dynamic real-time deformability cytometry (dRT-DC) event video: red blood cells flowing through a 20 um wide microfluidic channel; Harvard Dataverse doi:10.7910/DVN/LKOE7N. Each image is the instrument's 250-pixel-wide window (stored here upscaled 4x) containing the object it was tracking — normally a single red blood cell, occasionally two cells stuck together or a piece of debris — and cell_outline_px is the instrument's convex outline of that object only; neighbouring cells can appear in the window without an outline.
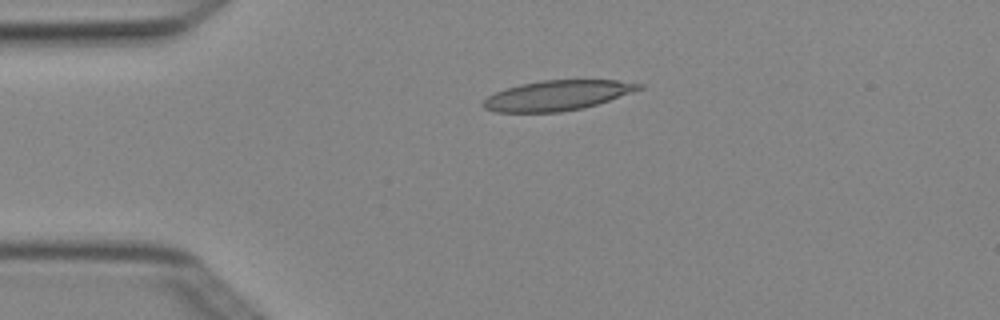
{"species": "Egyptian fruit bat (a non-hibernating species)", "species_latin": "Rousettus aegyptiacus", "temperature_condition": "cold", "stored_images_in_passage": 7, "camera_frame_rate_fps": 3000, "um_per_image_px": 0.085, "animal": {"sex": "female"}, "frame": {"image": 1, "passage_image": 3, "time_ms": 0.667, "image_size_px": [1000, 320], "cell_outline_px": [[644, 88], [584, 108], [560, 112], [496, 112], [484, 108], [480, 104], [488, 96], [504, 88], [520, 84], [544, 80], [616, 80], [644, 84]], "centroid_in_image_um": [47.34, 8.11], "position_along_channel_um": 37.7, "area_um2": 27.17}}
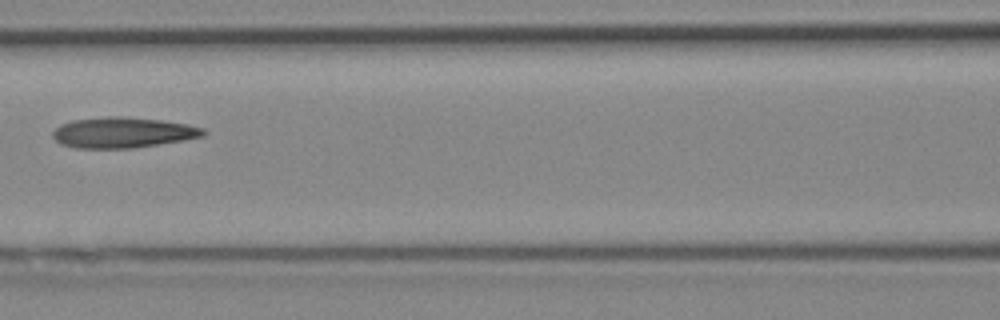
{"frame": {"image": 2, "passage_image": 6, "time_ms": 1.667, "image_size_px": [1000, 320], "cell_outline_px": [[208, 132], [204, 136], [184, 140], [132, 148], [76, 148], [60, 144], [52, 136], [52, 132], [60, 124], [72, 120], [108, 116], [124, 116], [160, 120], [188, 124], [204, 128]], "centroid_in_image_um": [10.44, 11.26], "position_along_channel_um": 156.2, "area_um2": 26.99}}
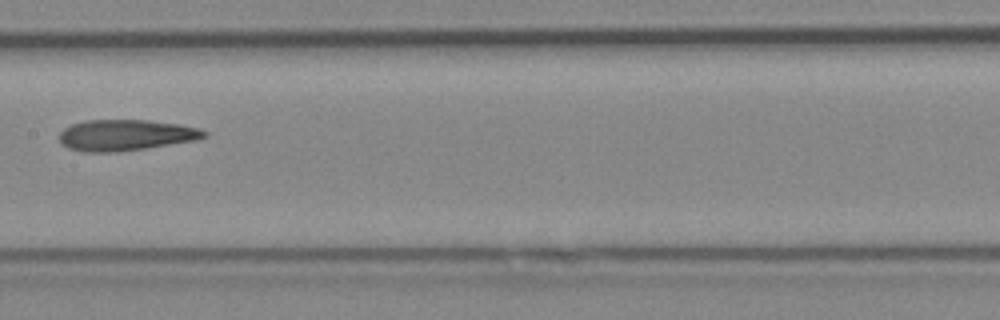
{"frame": {"image": 3, "passage_image": 7, "time_ms": 2.0, "image_size_px": [1000, 320], "cell_outline_px": [[208, 136], [196, 140], [144, 148], [116, 152], [84, 152], [68, 148], [60, 144], [60, 132], [64, 128], [72, 124], [88, 120], [148, 120], [180, 124], [200, 128], [208, 132]], "centroid_in_image_um": [10.69, 11.48], "position_along_channel_um": 196.7, "area_um2": 26.24}}